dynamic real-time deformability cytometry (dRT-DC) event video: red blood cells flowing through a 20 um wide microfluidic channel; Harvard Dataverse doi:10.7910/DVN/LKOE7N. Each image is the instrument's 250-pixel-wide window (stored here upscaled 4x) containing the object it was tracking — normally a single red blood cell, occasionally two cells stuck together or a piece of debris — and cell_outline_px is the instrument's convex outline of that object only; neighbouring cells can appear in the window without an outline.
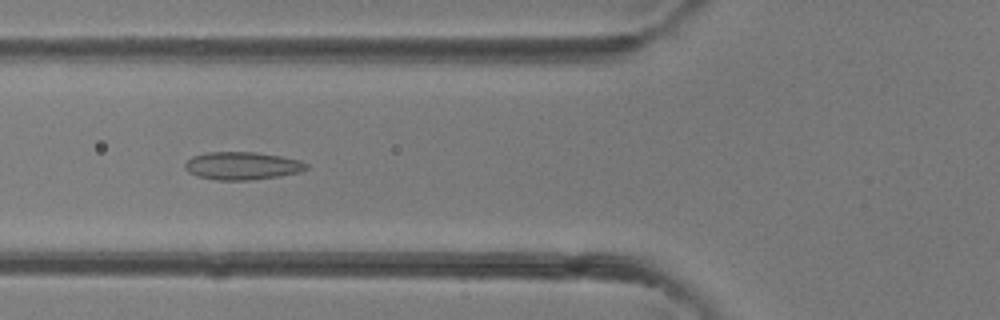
{"species": "common noctule bat (a hibernating species)", "species_latin": "Nyctalus noctula", "temperature_condition": "room temperature", "stored_images_in_passage": 39, "camera_frame_rate_fps": 3000, "um_per_image_px": 0.085, "animal": {"sex": "female"}, "frame": {"image": 1, "passage_image": 14, "time_ms": 4.333, "image_size_px": [1000, 320], "cell_outline_px": [[308, 168], [300, 172], [280, 176], [252, 180], [216, 180], [196, 176], [188, 172], [184, 168], [184, 164], [192, 156], [208, 152], [256, 152], [280, 156], [300, 160], [308, 164]], "centroid_in_image_um": [20.58, 14.1], "position_along_channel_um": 105.2, "area_um2": 19.83}}
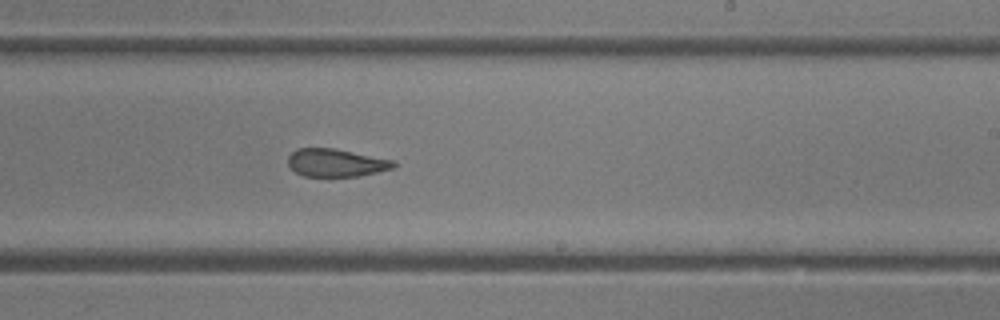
{"frame": {"image": 2, "passage_image": 23, "time_ms": 7.333, "image_size_px": [1000, 320], "cell_outline_px": [[396, 164], [392, 168], [360, 176], [304, 176], [296, 172], [288, 164], [288, 156], [296, 148], [332, 148], [396, 160]], "centroid_in_image_um": [28.56, 13.83], "position_along_channel_um": 260.4, "area_um2": 17.05}}
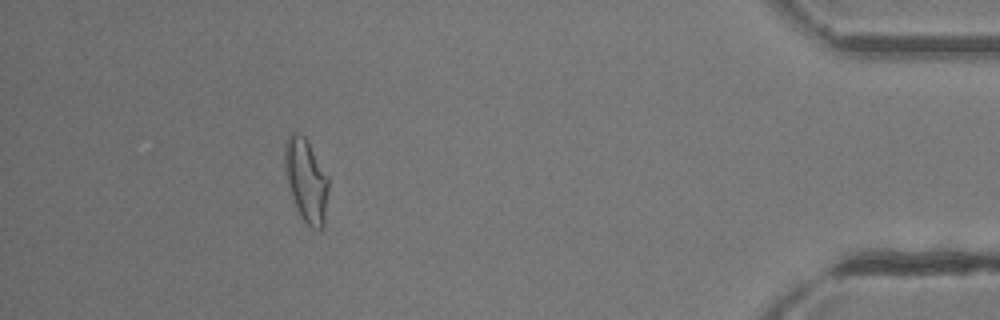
{"frame": {"image": 3, "passage_image": 35, "time_ms": 11.333, "image_size_px": [1000, 320], "cell_outline_px": [[328, 188], [324, 224], [320, 228], [312, 228], [300, 216], [292, 196], [288, 184], [284, 164], [284, 144], [288, 136], [292, 132], [300, 132], [308, 140], [328, 176]], "centroid_in_image_um": [26.02, 15.26], "position_along_channel_um": 409.2, "area_um2": 21.1}}